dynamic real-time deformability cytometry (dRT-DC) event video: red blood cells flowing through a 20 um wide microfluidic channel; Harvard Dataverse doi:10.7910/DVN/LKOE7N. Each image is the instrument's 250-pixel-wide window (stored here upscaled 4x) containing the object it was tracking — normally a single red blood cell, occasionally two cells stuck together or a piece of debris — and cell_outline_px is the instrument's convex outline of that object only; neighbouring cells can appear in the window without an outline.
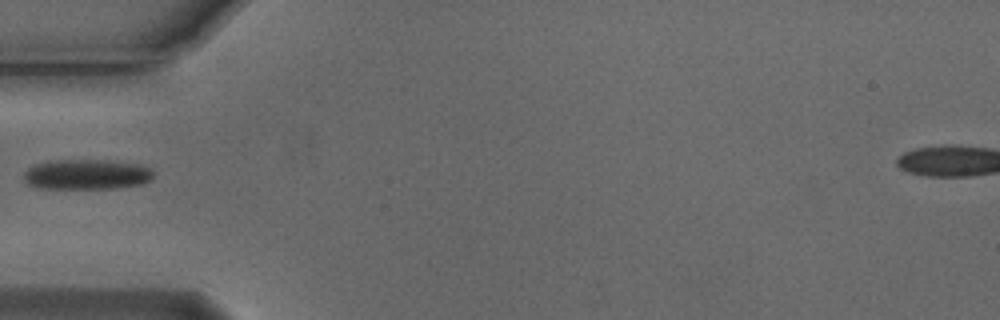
{"species": "Egyptian fruit bat (a non-hibernating species)", "species_latin": "Rousettus aegyptiacus", "temperature_condition": "cold", "stored_images_in_passage": 1, "camera_frame_rate_fps": 3000, "um_per_image_px": 0.085, "animal": {"sex": "male"}, "frame": {"image": 1, "passage_image": 1, "time_ms": 0.0, "image_size_px": [1000, 320], "cell_outline_px": [[156, 172], [152, 180], [144, 184], [116, 188], [40, 188], [28, 184], [24, 180], [24, 172], [28, 168], [36, 164], [48, 160], [108, 160], [140, 164], [152, 168]], "centroid_in_image_um": [7.44, 14.82], "position_along_channel_um": 77.6, "area_um2": 23.18}}